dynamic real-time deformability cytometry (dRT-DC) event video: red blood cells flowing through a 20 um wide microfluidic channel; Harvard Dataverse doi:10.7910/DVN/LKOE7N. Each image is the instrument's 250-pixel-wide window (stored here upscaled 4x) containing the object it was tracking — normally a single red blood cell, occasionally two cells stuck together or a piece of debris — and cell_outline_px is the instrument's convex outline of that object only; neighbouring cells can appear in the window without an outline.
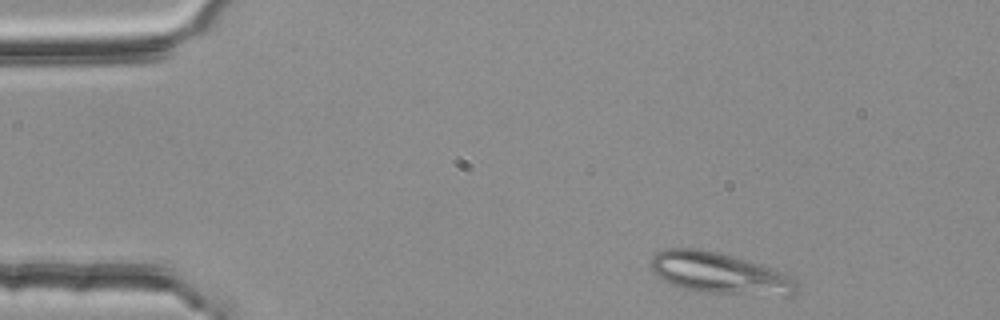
{"species": "common noctule bat (a hibernating species)", "species_latin": "Nyctalus noctula", "temperature_condition": "room temperature", "stored_images_in_passage": 45, "segment_of_instrument_passage": [1, 2], "camera_frame_rate_fps": 3000, "um_per_image_px": 0.085, "animal": {"sex": "female", "body_mass_g": 25.1}, "frame": {"image": 1, "passage_image": 2, "time_ms": 0.333, "image_size_px": [1000, 320], "cell_outline_px": [[800, 284], [796, 296], [784, 296], [708, 292], [684, 288], [672, 284], [664, 280], [652, 272], [648, 264], [656, 252], [668, 248], [696, 248], [716, 252], [748, 260], [772, 268], [796, 280]], "centroid_in_image_um": [61.19, 23.23], "position_along_channel_um": 23.8, "area_um2": 35.03}}